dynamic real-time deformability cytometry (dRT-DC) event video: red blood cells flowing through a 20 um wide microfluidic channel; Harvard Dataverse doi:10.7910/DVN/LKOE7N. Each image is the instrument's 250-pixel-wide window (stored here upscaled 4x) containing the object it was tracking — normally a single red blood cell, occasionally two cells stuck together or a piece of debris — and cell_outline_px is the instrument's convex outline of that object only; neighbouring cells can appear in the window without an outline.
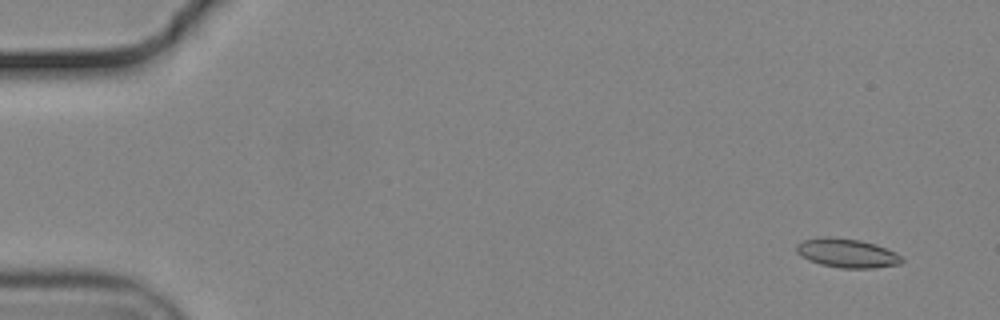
{"species": "common noctule bat (a hibernating species)", "species_latin": "Nyctalus noctula", "temperature_condition": "cold", "stored_images_in_passage": 57, "camera_frame_rate_fps": 3000, "um_per_image_px": 0.085, "animal": {"sex": "male", "body_mass_g": 19.2, "forearm_length_mm": 51.8}, "frame": {"image": 1, "passage_image": 4, "time_ms": 1.0, "image_size_px": [1000, 320], "cell_outline_px": [[904, 260], [900, 264], [872, 268], [840, 268], [820, 264], [808, 260], [800, 256], [796, 252], [796, 244], [804, 240], [824, 236], [828, 236], [860, 240], [876, 244], [900, 256]], "centroid_in_image_um": [71.94, 21.51], "position_along_channel_um": 13.1, "area_um2": 17.74}}
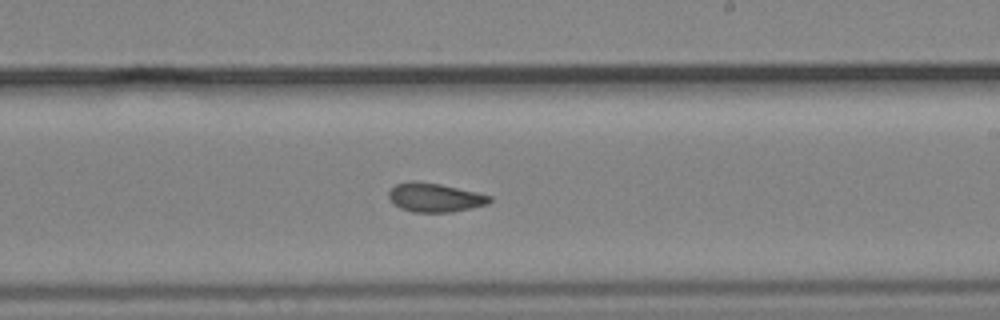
{"frame": {"image": 2, "passage_image": 34, "time_ms": 11.0, "image_size_px": [1000, 320], "cell_outline_px": [[492, 200], [488, 204], [452, 212], [412, 212], [400, 208], [392, 204], [388, 196], [388, 192], [396, 184], [412, 180], [440, 184], [476, 192], [492, 196]], "centroid_in_image_um": [36.94, 16.79], "position_along_channel_um": 252.1, "area_um2": 17.05}}
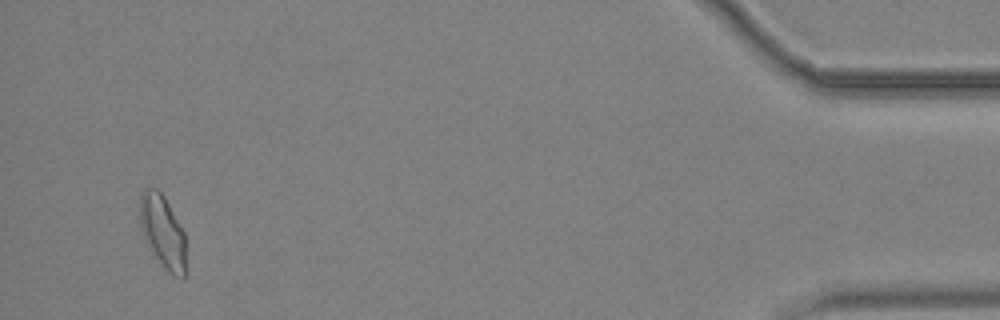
{"frame": {"image": 3, "passage_image": 54, "time_ms": 17.667, "image_size_px": [1000, 320], "cell_outline_px": [[184, 276], [172, 276], [164, 268], [156, 256], [144, 236], [140, 228], [140, 192], [144, 188], [156, 188], [164, 196], [184, 232]], "centroid_in_image_um": [13.8, 19.63], "position_along_channel_um": 421.4, "area_um2": 19.02}, "authors_computed_cell_mechanics": {"area_um2": 17.2822, "velocity_mm_per_s": 3.7057, "shape_relaxation_time_tau1_ms": null, "shape_relaxation_time_tau2_ms": 3.1973, "deformation_change_tau1": null, "deformation_change_tau2": 0.0836}}